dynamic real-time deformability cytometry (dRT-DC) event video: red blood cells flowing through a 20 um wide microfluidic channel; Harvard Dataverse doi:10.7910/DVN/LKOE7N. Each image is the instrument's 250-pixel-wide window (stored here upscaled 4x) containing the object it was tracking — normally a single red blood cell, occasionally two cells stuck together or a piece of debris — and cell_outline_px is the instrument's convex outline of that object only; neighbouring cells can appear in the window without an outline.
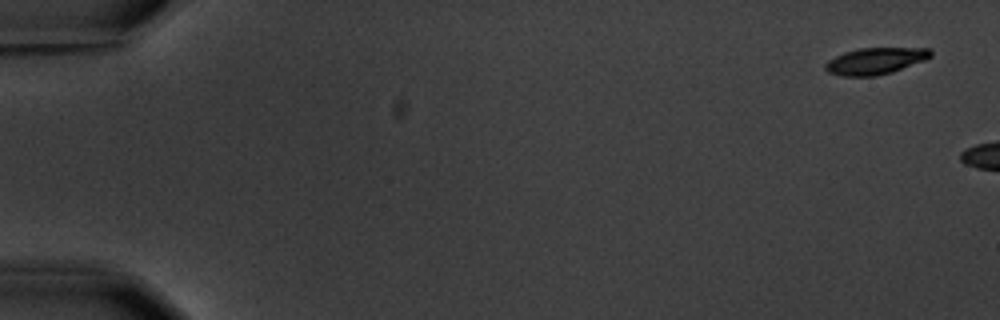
{"species": "common noctule bat (a hibernating species)", "species_latin": "Nyctalus noctula", "temperature_condition": "warm", "stored_images_in_passage": 3, "camera_frame_rate_fps": 3000, "um_per_image_px": 0.085, "animal": {"sex": "male", "body_mass_g": 20.1, "forearm_length_mm": 53.5}, "frame": {"image": 1, "passage_image": 1, "time_ms": 0.0, "image_size_px": [1000, 320], "cell_outline_px": [[932, 56], [924, 60], [892, 72], [876, 76], [840, 76], [828, 72], [824, 68], [824, 64], [828, 60], [844, 52], [860, 48], [928, 48], [932, 52]], "centroid_in_image_um": [74.37, 5.19], "position_along_channel_um": 10.6, "area_um2": 16.3}}